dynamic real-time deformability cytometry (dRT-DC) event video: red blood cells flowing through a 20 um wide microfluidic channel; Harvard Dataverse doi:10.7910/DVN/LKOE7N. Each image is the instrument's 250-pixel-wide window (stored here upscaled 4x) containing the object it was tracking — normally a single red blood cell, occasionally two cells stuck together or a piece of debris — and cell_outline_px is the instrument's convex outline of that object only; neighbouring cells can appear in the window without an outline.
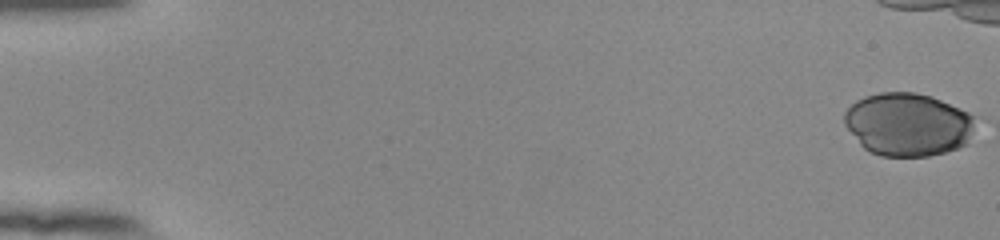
{"species": "human", "species_latin": "Homo sapiens", "temperature_condition": "room temperature", "stored_images_in_passage": 44, "camera_frame_rate_fps": 3000, "um_per_image_px": 0.085, "donor": {"sex": "female"}, "frame": {"image": 1, "passage_image": 1, "time_ms": 0.0, "image_size_px": [1000, 240], "cell_outline_px": [[980, 120], [968, 144], [944, 152], [928, 156], [880, 156], [868, 152], [860, 144], [844, 124], [844, 112], [856, 100], [864, 96], [880, 92], [916, 92], [932, 96], [968, 112], [976, 116]], "centroid_in_image_um": [77.22, 10.57], "position_along_channel_um": 7.8, "area_um2": 48.84}}
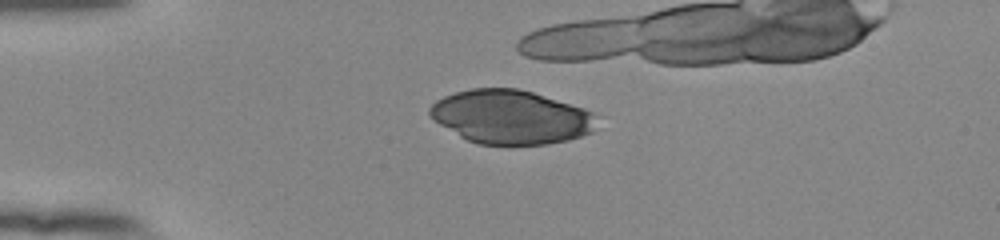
{"frame": {"image": 2, "passage_image": 15, "time_ms": 4.667, "image_size_px": [1000, 240], "cell_outline_px": [[596, 116], [592, 132], [568, 140], [548, 144], [512, 148], [476, 144], [460, 136], [440, 124], [428, 112], [428, 108], [436, 100], [444, 96], [456, 92], [472, 88], [516, 88], [532, 92], [584, 108], [592, 112]], "centroid_in_image_um": [43.41, 9.99], "position_along_channel_um": 41.6, "area_um2": 53.0}}